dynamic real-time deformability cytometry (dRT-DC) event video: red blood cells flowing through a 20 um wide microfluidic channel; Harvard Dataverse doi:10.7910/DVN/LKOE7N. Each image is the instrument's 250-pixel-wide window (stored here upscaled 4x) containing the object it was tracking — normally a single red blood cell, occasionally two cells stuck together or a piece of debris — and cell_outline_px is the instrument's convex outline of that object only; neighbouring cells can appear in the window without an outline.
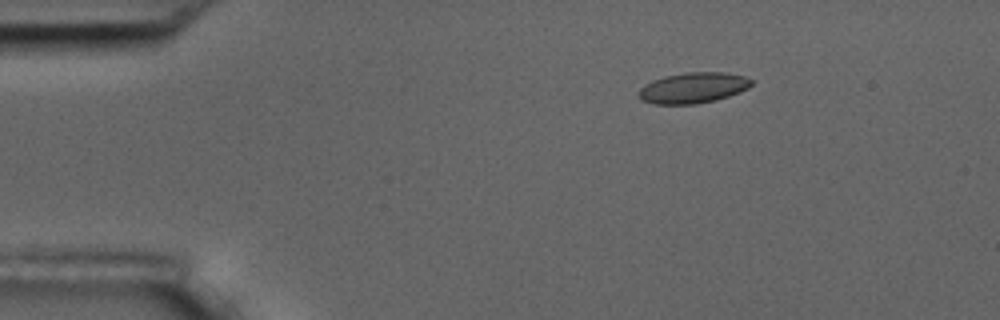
{"species": "common noctule bat (a hibernating species)", "species_latin": "Nyctalus noctula", "temperature_condition": "room temperature", "stored_images_in_passage": 13, "camera_frame_rate_fps": 3000, "um_per_image_px": 0.085, "animal": {"sex": "male", "body_mass_g": 17.5, "forearm_length_mm": 52.3}, "frame": {"image": 1, "passage_image": 3, "time_ms": 2.667, "image_size_px": [1000, 320], "cell_outline_px": [[752, 84], [748, 88], [740, 92], [716, 100], [696, 104], [656, 104], [640, 100], [636, 92], [644, 84], [652, 80], [664, 76], [684, 72], [724, 72], [744, 76], [752, 80]], "centroid_in_image_um": [58.87, 7.46], "position_along_channel_um": 26.1, "area_um2": 20.4}}
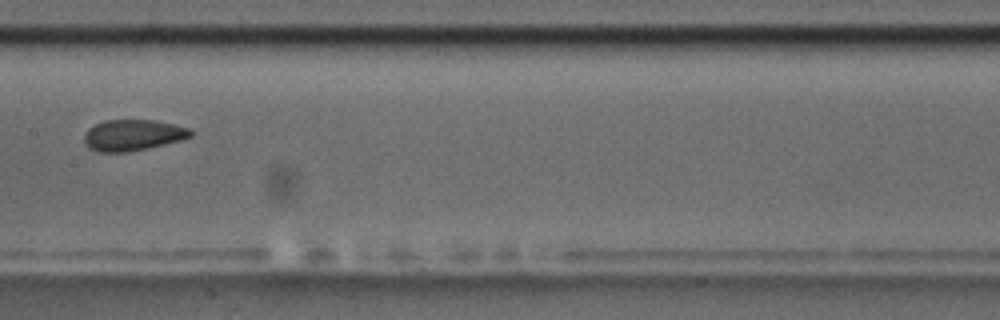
{"frame": {"image": 2, "passage_image": 8, "time_ms": 9.333, "image_size_px": [1000, 320], "cell_outline_px": [[196, 132], [192, 136], [180, 140], [148, 148], [128, 152], [96, 152], [88, 148], [84, 144], [84, 132], [88, 128], [104, 120], [156, 120], [192, 128]], "centroid_in_image_um": [11.3, 11.48], "position_along_channel_um": 196.1, "area_um2": 19.65}}
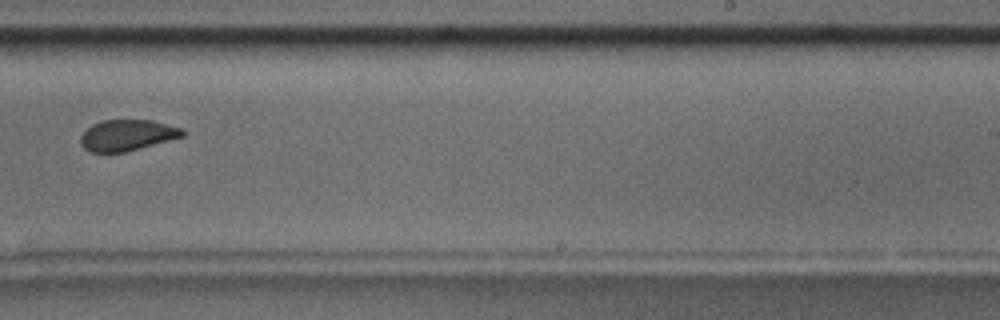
{"frame": {"image": 3, "passage_image": 10, "time_ms": 11.667, "image_size_px": [1000, 320], "cell_outline_px": [[184, 136], [124, 152], [88, 152], [80, 144], [80, 136], [92, 124], [104, 120], [152, 120], [184, 128]], "centroid_in_image_um": [10.8, 11.49], "position_along_channel_um": 278.2, "area_um2": 18.38}, "authors_computed_cell_mechanics": {"area_um2": 19.4786, "velocity_mm_per_s": 3.5295, "shape_relaxation_time_tau1_ms": null, "shape_relaxation_time_tau2_ms": 0.0527, "deformation_change_tau1": null, "deformation_change_tau2": 0.0334}}